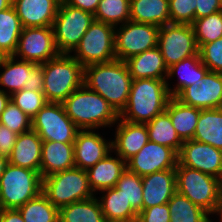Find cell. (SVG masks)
<instances>
[{"instance_id": "5", "label": "cell", "mask_w": 222, "mask_h": 222, "mask_svg": "<svg viewBox=\"0 0 222 222\" xmlns=\"http://www.w3.org/2000/svg\"><path fill=\"white\" fill-rule=\"evenodd\" d=\"M42 193L57 208L95 196L87 171L77 167L43 177Z\"/></svg>"}, {"instance_id": "18", "label": "cell", "mask_w": 222, "mask_h": 222, "mask_svg": "<svg viewBox=\"0 0 222 222\" xmlns=\"http://www.w3.org/2000/svg\"><path fill=\"white\" fill-rule=\"evenodd\" d=\"M115 133L112 137V150L125 162L136 155L149 141L146 124L132 123L118 118L113 125Z\"/></svg>"}, {"instance_id": "34", "label": "cell", "mask_w": 222, "mask_h": 222, "mask_svg": "<svg viewBox=\"0 0 222 222\" xmlns=\"http://www.w3.org/2000/svg\"><path fill=\"white\" fill-rule=\"evenodd\" d=\"M22 29L13 6L0 12V50L7 56L15 53Z\"/></svg>"}, {"instance_id": "22", "label": "cell", "mask_w": 222, "mask_h": 222, "mask_svg": "<svg viewBox=\"0 0 222 222\" xmlns=\"http://www.w3.org/2000/svg\"><path fill=\"white\" fill-rule=\"evenodd\" d=\"M110 151L93 167L87 170L89 186L97 196L99 192L116 186L122 173L127 169L126 162Z\"/></svg>"}, {"instance_id": "50", "label": "cell", "mask_w": 222, "mask_h": 222, "mask_svg": "<svg viewBox=\"0 0 222 222\" xmlns=\"http://www.w3.org/2000/svg\"><path fill=\"white\" fill-rule=\"evenodd\" d=\"M212 218H216L218 222H222V196H221V199H220V202L215 210V212L211 215ZM217 221H214V222H217Z\"/></svg>"}, {"instance_id": "8", "label": "cell", "mask_w": 222, "mask_h": 222, "mask_svg": "<svg viewBox=\"0 0 222 222\" xmlns=\"http://www.w3.org/2000/svg\"><path fill=\"white\" fill-rule=\"evenodd\" d=\"M70 55L83 67L115 60V27L94 19Z\"/></svg>"}, {"instance_id": "42", "label": "cell", "mask_w": 222, "mask_h": 222, "mask_svg": "<svg viewBox=\"0 0 222 222\" xmlns=\"http://www.w3.org/2000/svg\"><path fill=\"white\" fill-rule=\"evenodd\" d=\"M202 63L209 71L222 74V37L199 49Z\"/></svg>"}, {"instance_id": "13", "label": "cell", "mask_w": 222, "mask_h": 222, "mask_svg": "<svg viewBox=\"0 0 222 222\" xmlns=\"http://www.w3.org/2000/svg\"><path fill=\"white\" fill-rule=\"evenodd\" d=\"M59 54L52 27H28L22 29L13 56L35 64H43Z\"/></svg>"}, {"instance_id": "7", "label": "cell", "mask_w": 222, "mask_h": 222, "mask_svg": "<svg viewBox=\"0 0 222 222\" xmlns=\"http://www.w3.org/2000/svg\"><path fill=\"white\" fill-rule=\"evenodd\" d=\"M175 171L177 192L212 215L222 196L221 179L179 163Z\"/></svg>"}, {"instance_id": "20", "label": "cell", "mask_w": 222, "mask_h": 222, "mask_svg": "<svg viewBox=\"0 0 222 222\" xmlns=\"http://www.w3.org/2000/svg\"><path fill=\"white\" fill-rule=\"evenodd\" d=\"M143 210L166 204L177 192L176 171L167 169L142 177Z\"/></svg>"}, {"instance_id": "31", "label": "cell", "mask_w": 222, "mask_h": 222, "mask_svg": "<svg viewBox=\"0 0 222 222\" xmlns=\"http://www.w3.org/2000/svg\"><path fill=\"white\" fill-rule=\"evenodd\" d=\"M59 222H106V220L95 195L59 208Z\"/></svg>"}, {"instance_id": "41", "label": "cell", "mask_w": 222, "mask_h": 222, "mask_svg": "<svg viewBox=\"0 0 222 222\" xmlns=\"http://www.w3.org/2000/svg\"><path fill=\"white\" fill-rule=\"evenodd\" d=\"M196 0H169L170 23L192 25Z\"/></svg>"}, {"instance_id": "9", "label": "cell", "mask_w": 222, "mask_h": 222, "mask_svg": "<svg viewBox=\"0 0 222 222\" xmlns=\"http://www.w3.org/2000/svg\"><path fill=\"white\" fill-rule=\"evenodd\" d=\"M94 15L61 0L53 22L54 41L60 54H70L87 32Z\"/></svg>"}, {"instance_id": "2", "label": "cell", "mask_w": 222, "mask_h": 222, "mask_svg": "<svg viewBox=\"0 0 222 222\" xmlns=\"http://www.w3.org/2000/svg\"><path fill=\"white\" fill-rule=\"evenodd\" d=\"M62 105L67 116L79 130L110 128L113 131L112 127L119 118L116 110L100 94L85 84L71 93Z\"/></svg>"}, {"instance_id": "25", "label": "cell", "mask_w": 222, "mask_h": 222, "mask_svg": "<svg viewBox=\"0 0 222 222\" xmlns=\"http://www.w3.org/2000/svg\"><path fill=\"white\" fill-rule=\"evenodd\" d=\"M42 139L32 129L18 135L8 163L40 173Z\"/></svg>"}, {"instance_id": "11", "label": "cell", "mask_w": 222, "mask_h": 222, "mask_svg": "<svg viewBox=\"0 0 222 222\" xmlns=\"http://www.w3.org/2000/svg\"><path fill=\"white\" fill-rule=\"evenodd\" d=\"M157 46L168 68L185 58L200 55L192 25L170 23L161 26Z\"/></svg>"}, {"instance_id": "49", "label": "cell", "mask_w": 222, "mask_h": 222, "mask_svg": "<svg viewBox=\"0 0 222 222\" xmlns=\"http://www.w3.org/2000/svg\"><path fill=\"white\" fill-rule=\"evenodd\" d=\"M9 101L10 95L0 89V116Z\"/></svg>"}, {"instance_id": "28", "label": "cell", "mask_w": 222, "mask_h": 222, "mask_svg": "<svg viewBox=\"0 0 222 222\" xmlns=\"http://www.w3.org/2000/svg\"><path fill=\"white\" fill-rule=\"evenodd\" d=\"M182 141L192 140L201 109L186 105L176 97L169 99L165 110Z\"/></svg>"}, {"instance_id": "6", "label": "cell", "mask_w": 222, "mask_h": 222, "mask_svg": "<svg viewBox=\"0 0 222 222\" xmlns=\"http://www.w3.org/2000/svg\"><path fill=\"white\" fill-rule=\"evenodd\" d=\"M41 192L39 172L7 163L0 178V209H18Z\"/></svg>"}, {"instance_id": "14", "label": "cell", "mask_w": 222, "mask_h": 222, "mask_svg": "<svg viewBox=\"0 0 222 222\" xmlns=\"http://www.w3.org/2000/svg\"><path fill=\"white\" fill-rule=\"evenodd\" d=\"M177 164L178 153L174 149L151 141L126 162L127 169L141 177L175 169Z\"/></svg>"}, {"instance_id": "38", "label": "cell", "mask_w": 222, "mask_h": 222, "mask_svg": "<svg viewBox=\"0 0 222 222\" xmlns=\"http://www.w3.org/2000/svg\"><path fill=\"white\" fill-rule=\"evenodd\" d=\"M127 202L139 213L143 210L142 177L126 169L115 186Z\"/></svg>"}, {"instance_id": "32", "label": "cell", "mask_w": 222, "mask_h": 222, "mask_svg": "<svg viewBox=\"0 0 222 222\" xmlns=\"http://www.w3.org/2000/svg\"><path fill=\"white\" fill-rule=\"evenodd\" d=\"M149 141L168 146L179 153L183 141L177 135L169 114L164 111L146 123Z\"/></svg>"}, {"instance_id": "40", "label": "cell", "mask_w": 222, "mask_h": 222, "mask_svg": "<svg viewBox=\"0 0 222 222\" xmlns=\"http://www.w3.org/2000/svg\"><path fill=\"white\" fill-rule=\"evenodd\" d=\"M10 100L31 119L47 103L43 92L28 91L26 89L13 93L10 96Z\"/></svg>"}, {"instance_id": "45", "label": "cell", "mask_w": 222, "mask_h": 222, "mask_svg": "<svg viewBox=\"0 0 222 222\" xmlns=\"http://www.w3.org/2000/svg\"><path fill=\"white\" fill-rule=\"evenodd\" d=\"M222 10V0H196L195 19L209 16Z\"/></svg>"}, {"instance_id": "48", "label": "cell", "mask_w": 222, "mask_h": 222, "mask_svg": "<svg viewBox=\"0 0 222 222\" xmlns=\"http://www.w3.org/2000/svg\"><path fill=\"white\" fill-rule=\"evenodd\" d=\"M0 222H25L18 209H0Z\"/></svg>"}, {"instance_id": "15", "label": "cell", "mask_w": 222, "mask_h": 222, "mask_svg": "<svg viewBox=\"0 0 222 222\" xmlns=\"http://www.w3.org/2000/svg\"><path fill=\"white\" fill-rule=\"evenodd\" d=\"M178 163L203 173L222 178V150L195 140L183 141Z\"/></svg>"}, {"instance_id": "12", "label": "cell", "mask_w": 222, "mask_h": 222, "mask_svg": "<svg viewBox=\"0 0 222 222\" xmlns=\"http://www.w3.org/2000/svg\"><path fill=\"white\" fill-rule=\"evenodd\" d=\"M158 26L127 21L115 27V56L125 61L128 58L152 49L158 43Z\"/></svg>"}, {"instance_id": "30", "label": "cell", "mask_w": 222, "mask_h": 222, "mask_svg": "<svg viewBox=\"0 0 222 222\" xmlns=\"http://www.w3.org/2000/svg\"><path fill=\"white\" fill-rule=\"evenodd\" d=\"M193 140L222 150V108L201 109Z\"/></svg>"}, {"instance_id": "19", "label": "cell", "mask_w": 222, "mask_h": 222, "mask_svg": "<svg viewBox=\"0 0 222 222\" xmlns=\"http://www.w3.org/2000/svg\"><path fill=\"white\" fill-rule=\"evenodd\" d=\"M61 0H12L23 28L52 27Z\"/></svg>"}, {"instance_id": "21", "label": "cell", "mask_w": 222, "mask_h": 222, "mask_svg": "<svg viewBox=\"0 0 222 222\" xmlns=\"http://www.w3.org/2000/svg\"><path fill=\"white\" fill-rule=\"evenodd\" d=\"M208 71V68L202 63L200 55L185 58L172 65L168 68V75L166 78L169 94L172 97H176L187 86L193 84L194 86H200L203 76ZM176 77L177 79L175 80ZM171 80L177 81V83L171 82Z\"/></svg>"}, {"instance_id": "51", "label": "cell", "mask_w": 222, "mask_h": 222, "mask_svg": "<svg viewBox=\"0 0 222 222\" xmlns=\"http://www.w3.org/2000/svg\"><path fill=\"white\" fill-rule=\"evenodd\" d=\"M7 163H8V158L5 157V156L0 155V178L3 174V172H4V169L7 165Z\"/></svg>"}, {"instance_id": "27", "label": "cell", "mask_w": 222, "mask_h": 222, "mask_svg": "<svg viewBox=\"0 0 222 222\" xmlns=\"http://www.w3.org/2000/svg\"><path fill=\"white\" fill-rule=\"evenodd\" d=\"M35 63L7 56L0 67V89L10 96L29 86V72Z\"/></svg>"}, {"instance_id": "37", "label": "cell", "mask_w": 222, "mask_h": 222, "mask_svg": "<svg viewBox=\"0 0 222 222\" xmlns=\"http://www.w3.org/2000/svg\"><path fill=\"white\" fill-rule=\"evenodd\" d=\"M192 26L199 49L204 44L214 42L222 37V10L209 16L195 19Z\"/></svg>"}, {"instance_id": "36", "label": "cell", "mask_w": 222, "mask_h": 222, "mask_svg": "<svg viewBox=\"0 0 222 222\" xmlns=\"http://www.w3.org/2000/svg\"><path fill=\"white\" fill-rule=\"evenodd\" d=\"M94 19L114 27L130 21V0H100Z\"/></svg>"}, {"instance_id": "33", "label": "cell", "mask_w": 222, "mask_h": 222, "mask_svg": "<svg viewBox=\"0 0 222 222\" xmlns=\"http://www.w3.org/2000/svg\"><path fill=\"white\" fill-rule=\"evenodd\" d=\"M167 204L170 211V222H209L212 219L208 212L178 192Z\"/></svg>"}, {"instance_id": "44", "label": "cell", "mask_w": 222, "mask_h": 222, "mask_svg": "<svg viewBox=\"0 0 222 222\" xmlns=\"http://www.w3.org/2000/svg\"><path fill=\"white\" fill-rule=\"evenodd\" d=\"M18 134L0 123V155L9 157L17 140Z\"/></svg>"}, {"instance_id": "24", "label": "cell", "mask_w": 222, "mask_h": 222, "mask_svg": "<svg viewBox=\"0 0 222 222\" xmlns=\"http://www.w3.org/2000/svg\"><path fill=\"white\" fill-rule=\"evenodd\" d=\"M133 79L166 80L168 67L158 46L125 60Z\"/></svg>"}, {"instance_id": "4", "label": "cell", "mask_w": 222, "mask_h": 222, "mask_svg": "<svg viewBox=\"0 0 222 222\" xmlns=\"http://www.w3.org/2000/svg\"><path fill=\"white\" fill-rule=\"evenodd\" d=\"M43 93L47 102L62 103L84 84V67L70 54L43 63Z\"/></svg>"}, {"instance_id": "3", "label": "cell", "mask_w": 222, "mask_h": 222, "mask_svg": "<svg viewBox=\"0 0 222 222\" xmlns=\"http://www.w3.org/2000/svg\"><path fill=\"white\" fill-rule=\"evenodd\" d=\"M170 98L166 80L133 79L127 105L119 118L146 124L166 110Z\"/></svg>"}, {"instance_id": "16", "label": "cell", "mask_w": 222, "mask_h": 222, "mask_svg": "<svg viewBox=\"0 0 222 222\" xmlns=\"http://www.w3.org/2000/svg\"><path fill=\"white\" fill-rule=\"evenodd\" d=\"M176 98L199 109L222 108V74L208 71L203 76L200 86H187Z\"/></svg>"}, {"instance_id": "23", "label": "cell", "mask_w": 222, "mask_h": 222, "mask_svg": "<svg viewBox=\"0 0 222 222\" xmlns=\"http://www.w3.org/2000/svg\"><path fill=\"white\" fill-rule=\"evenodd\" d=\"M74 167V143L42 141L40 164L42 178Z\"/></svg>"}, {"instance_id": "29", "label": "cell", "mask_w": 222, "mask_h": 222, "mask_svg": "<svg viewBox=\"0 0 222 222\" xmlns=\"http://www.w3.org/2000/svg\"><path fill=\"white\" fill-rule=\"evenodd\" d=\"M130 21L158 27L170 24L169 0H130Z\"/></svg>"}, {"instance_id": "46", "label": "cell", "mask_w": 222, "mask_h": 222, "mask_svg": "<svg viewBox=\"0 0 222 222\" xmlns=\"http://www.w3.org/2000/svg\"><path fill=\"white\" fill-rule=\"evenodd\" d=\"M43 80V64H35L29 72V86L26 90L43 92Z\"/></svg>"}, {"instance_id": "1", "label": "cell", "mask_w": 222, "mask_h": 222, "mask_svg": "<svg viewBox=\"0 0 222 222\" xmlns=\"http://www.w3.org/2000/svg\"><path fill=\"white\" fill-rule=\"evenodd\" d=\"M132 81L127 64L122 60L84 67V84L100 94L118 114L127 105Z\"/></svg>"}, {"instance_id": "52", "label": "cell", "mask_w": 222, "mask_h": 222, "mask_svg": "<svg viewBox=\"0 0 222 222\" xmlns=\"http://www.w3.org/2000/svg\"><path fill=\"white\" fill-rule=\"evenodd\" d=\"M12 6V0H0V12Z\"/></svg>"}, {"instance_id": "26", "label": "cell", "mask_w": 222, "mask_h": 222, "mask_svg": "<svg viewBox=\"0 0 222 222\" xmlns=\"http://www.w3.org/2000/svg\"><path fill=\"white\" fill-rule=\"evenodd\" d=\"M100 196V197H99ZM97 196L106 222H136L138 212L116 187L99 192Z\"/></svg>"}, {"instance_id": "43", "label": "cell", "mask_w": 222, "mask_h": 222, "mask_svg": "<svg viewBox=\"0 0 222 222\" xmlns=\"http://www.w3.org/2000/svg\"><path fill=\"white\" fill-rule=\"evenodd\" d=\"M136 222H170L168 204L145 208L138 213Z\"/></svg>"}, {"instance_id": "10", "label": "cell", "mask_w": 222, "mask_h": 222, "mask_svg": "<svg viewBox=\"0 0 222 222\" xmlns=\"http://www.w3.org/2000/svg\"><path fill=\"white\" fill-rule=\"evenodd\" d=\"M32 130L42 141L74 143L79 129L65 113L62 103L47 102L32 119Z\"/></svg>"}, {"instance_id": "17", "label": "cell", "mask_w": 222, "mask_h": 222, "mask_svg": "<svg viewBox=\"0 0 222 222\" xmlns=\"http://www.w3.org/2000/svg\"><path fill=\"white\" fill-rule=\"evenodd\" d=\"M100 130H79L74 141L75 167L88 170L110 151H112V138L106 139Z\"/></svg>"}, {"instance_id": "53", "label": "cell", "mask_w": 222, "mask_h": 222, "mask_svg": "<svg viewBox=\"0 0 222 222\" xmlns=\"http://www.w3.org/2000/svg\"><path fill=\"white\" fill-rule=\"evenodd\" d=\"M6 58H7V55L0 50V67L3 65Z\"/></svg>"}, {"instance_id": "39", "label": "cell", "mask_w": 222, "mask_h": 222, "mask_svg": "<svg viewBox=\"0 0 222 222\" xmlns=\"http://www.w3.org/2000/svg\"><path fill=\"white\" fill-rule=\"evenodd\" d=\"M0 123L18 135L32 129V119L11 100L1 113Z\"/></svg>"}, {"instance_id": "47", "label": "cell", "mask_w": 222, "mask_h": 222, "mask_svg": "<svg viewBox=\"0 0 222 222\" xmlns=\"http://www.w3.org/2000/svg\"><path fill=\"white\" fill-rule=\"evenodd\" d=\"M68 5L80 8L94 15L100 0H64Z\"/></svg>"}, {"instance_id": "35", "label": "cell", "mask_w": 222, "mask_h": 222, "mask_svg": "<svg viewBox=\"0 0 222 222\" xmlns=\"http://www.w3.org/2000/svg\"><path fill=\"white\" fill-rule=\"evenodd\" d=\"M25 222H59V208L41 192L18 208Z\"/></svg>"}]
</instances>
